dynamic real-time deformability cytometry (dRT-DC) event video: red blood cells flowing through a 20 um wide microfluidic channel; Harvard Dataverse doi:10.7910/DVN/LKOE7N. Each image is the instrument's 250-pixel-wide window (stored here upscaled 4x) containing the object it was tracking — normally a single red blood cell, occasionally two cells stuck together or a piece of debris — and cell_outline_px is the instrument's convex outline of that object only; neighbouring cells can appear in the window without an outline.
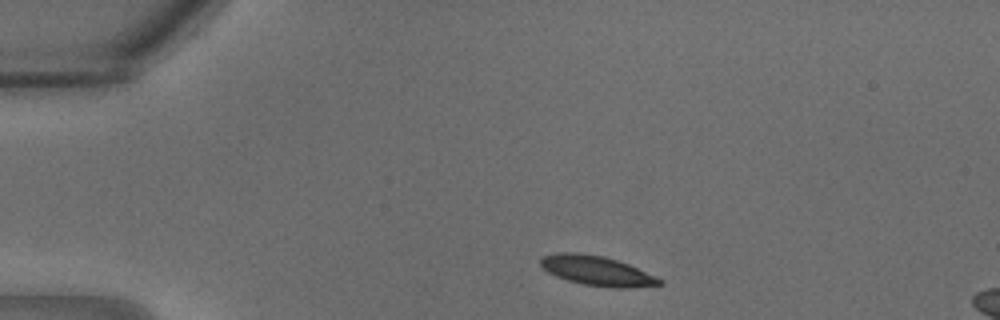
{"species": "common noctule bat (a hibernating species)", "species_latin": "Nyctalus noctula", "temperature_condition": "warm", "stored_images_in_passage": 16, "camera_frame_rate_fps": 3000, "um_per_image_px": 0.085, "animal": {"sex": "male", "body_mass_g": 18.8}, "frame": {"image": 1, "passage_image": 1, "time_ms": 0.0, "image_size_px": [1000, 320], "cell_outline_px": [[664, 284], [628, 288], [612, 288], [584, 284], [568, 280], [556, 276], [548, 272], [540, 264], [540, 260], [544, 256], [556, 252], [580, 252], [604, 256], [628, 264], [664, 280]], "centroid_in_image_um": [50.75, 23.01], "position_along_channel_um": 34.3, "area_um2": 20.52}}
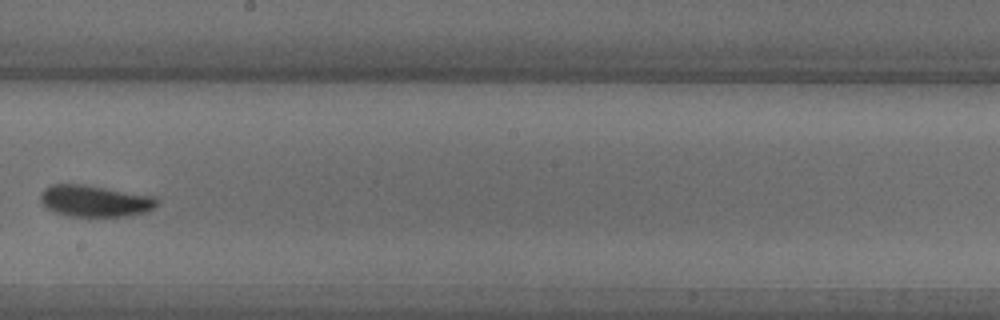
{"frame": {"image": 2, "passage_image": 13, "time_ms": 4.0, "image_size_px": [1000, 320], "cell_outline_px": [[160, 200], [156, 208], [132, 216], [68, 216], [52, 212], [40, 200], [40, 192], [44, 188], [52, 184], [80, 184], [156, 196]], "centroid_in_image_um": [8.09, 17.09], "position_along_channel_um": 240.1, "area_um2": 21.62}}
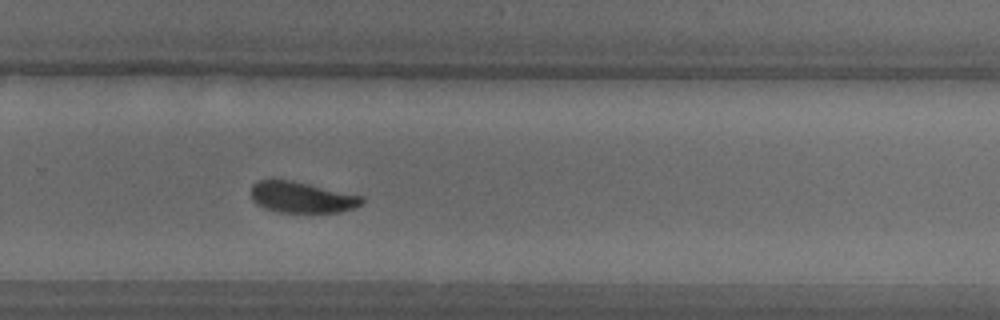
{"frame": {"image": 3, "passage_image": 16, "time_ms": 5.0, "image_size_px": [1000, 320], "cell_outline_px": [[364, 200], [360, 204], [352, 208], [340, 212], [280, 212], [256, 204], [252, 200], [252, 184], [256, 180], [272, 176], [292, 180], [364, 196]], "centroid_in_image_um": [25.59, 16.72], "position_along_channel_um": 304.2, "area_um2": 20.4}}